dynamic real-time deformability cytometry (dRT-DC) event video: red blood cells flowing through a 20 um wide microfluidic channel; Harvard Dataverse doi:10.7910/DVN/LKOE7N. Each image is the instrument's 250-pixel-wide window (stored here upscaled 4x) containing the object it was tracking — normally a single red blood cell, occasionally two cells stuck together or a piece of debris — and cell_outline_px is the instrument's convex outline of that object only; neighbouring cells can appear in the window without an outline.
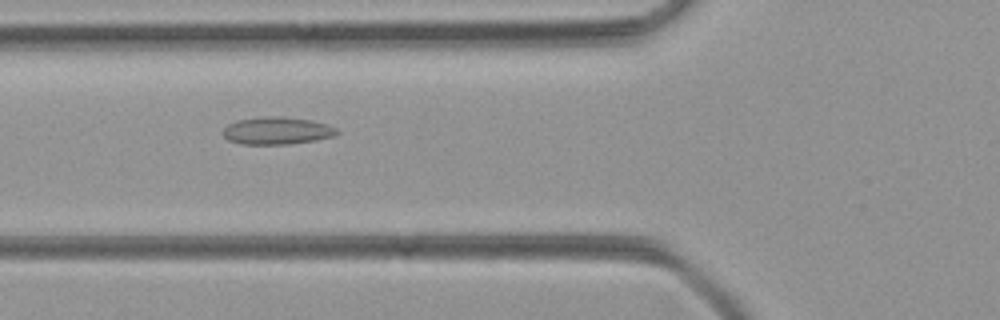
{"species": "common noctule bat (a hibernating species)", "species_latin": "Nyctalus noctula", "temperature_condition": "room temperature", "stored_images_in_passage": 32, "camera_frame_rate_fps": 3000, "um_per_image_px": 0.085, "animal": {"sex": "female", "body_mass_g": 21.9}, "frame": {"image": 1, "passage_image": 5, "time_ms": 1.333, "image_size_px": [1000, 320], "cell_outline_px": [[340, 132], [332, 136], [316, 140], [288, 144], [240, 144], [228, 140], [220, 132], [228, 124], [240, 120], [264, 116], [284, 116], [312, 120], [328, 124], [336, 128]], "centroid_in_image_um": [23.54, 11.1], "position_along_channel_um": 102.3, "area_um2": 18.32}}
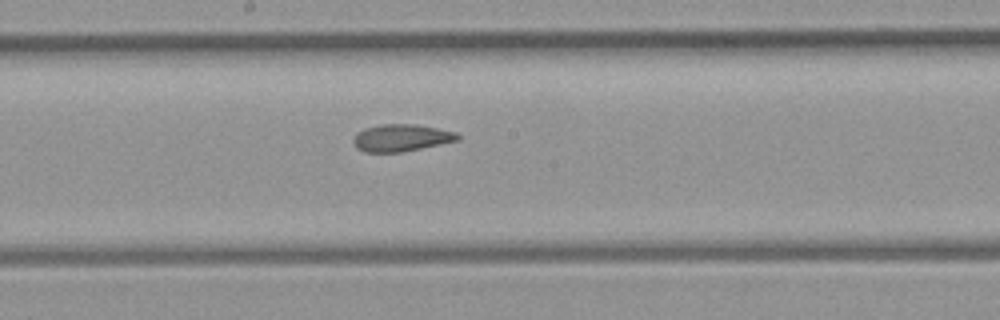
{"frame": {"image": 2, "passage_image": 13, "time_ms": 4.0, "image_size_px": [1000, 320], "cell_outline_px": [[460, 140], [400, 152], [364, 152], [356, 148], [352, 144], [352, 140], [356, 132], [364, 128], [380, 124], [412, 124], [436, 128], [456, 132], [460, 136]], "centroid_in_image_um": [34.05, 11.71], "position_along_channel_um": 214.2, "area_um2": 16.53}}
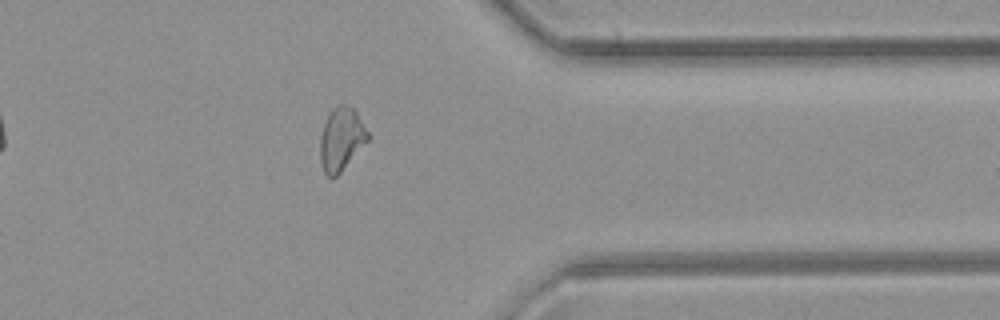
{"frame": {"image": 3, "passage_image": 26, "time_ms": 8.333, "image_size_px": [1000, 320], "cell_outline_px": [[372, 136], [340, 172], [336, 176], [328, 176], [324, 172], [320, 160], [320, 136], [324, 124], [332, 108], [336, 104], [348, 104], [356, 112]], "centroid_in_image_um": [29.02, 11.79], "position_along_channel_um": 382.4, "area_um2": 17.51}}